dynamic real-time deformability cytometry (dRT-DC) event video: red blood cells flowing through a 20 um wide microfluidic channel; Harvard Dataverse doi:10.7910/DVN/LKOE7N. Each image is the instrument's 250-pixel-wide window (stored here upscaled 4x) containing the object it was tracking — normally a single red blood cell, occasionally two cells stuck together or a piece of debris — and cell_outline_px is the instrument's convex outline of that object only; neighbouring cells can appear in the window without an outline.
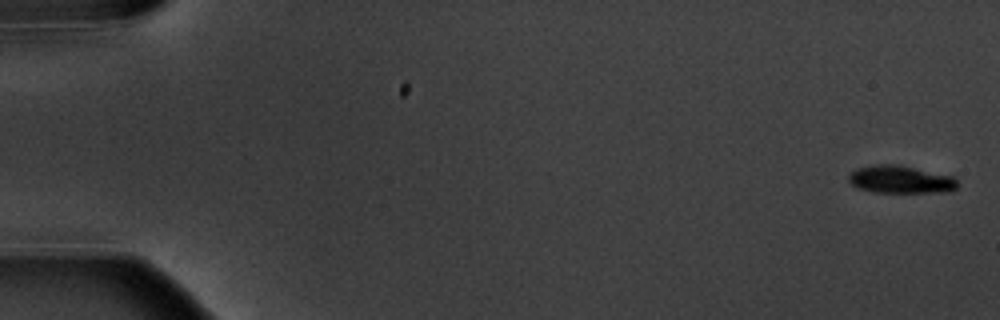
{"species": "common noctule bat (a hibernating species)", "species_latin": "Nyctalus noctula", "temperature_condition": "warm", "stored_images_in_passage": 5, "camera_frame_rate_fps": 3000, "um_per_image_px": 0.085, "animal": {"sex": "male", "body_mass_g": 20.1, "forearm_length_mm": 53.5}, "frame": {"image": 1, "passage_image": 1, "time_ms": 0.0, "image_size_px": [1000, 320], "cell_outline_px": [[956, 188], [952, 192], [872, 192], [856, 188], [848, 180], [848, 176], [856, 168], [880, 164], [892, 164], [952, 176], [956, 180]], "centroid_in_image_um": [76.51, 15.28], "position_along_channel_um": 8.5, "area_um2": 17.28}}
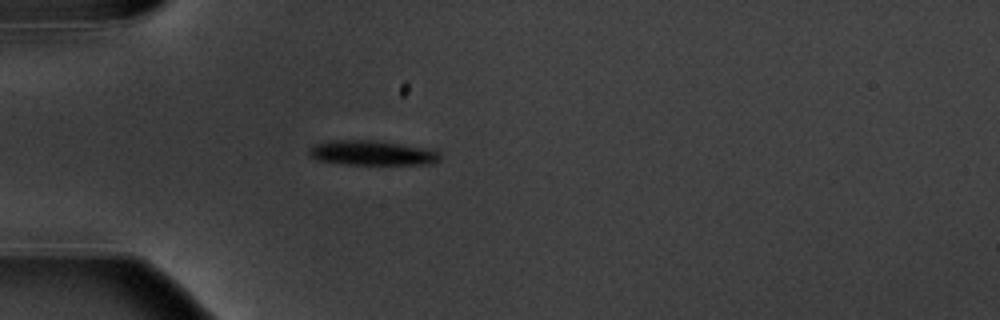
{"frame": {"image": 2, "passage_image": 5, "time_ms": 5.333, "image_size_px": [1000, 320], "cell_outline_px": [[440, 160], [432, 164], [348, 164], [316, 160], [308, 156], [308, 148], [312, 144], [328, 140], [376, 140], [424, 148], [440, 152]], "centroid_in_image_um": [31.55, 12.99], "position_along_channel_um": 53.5, "area_um2": 19.02}}